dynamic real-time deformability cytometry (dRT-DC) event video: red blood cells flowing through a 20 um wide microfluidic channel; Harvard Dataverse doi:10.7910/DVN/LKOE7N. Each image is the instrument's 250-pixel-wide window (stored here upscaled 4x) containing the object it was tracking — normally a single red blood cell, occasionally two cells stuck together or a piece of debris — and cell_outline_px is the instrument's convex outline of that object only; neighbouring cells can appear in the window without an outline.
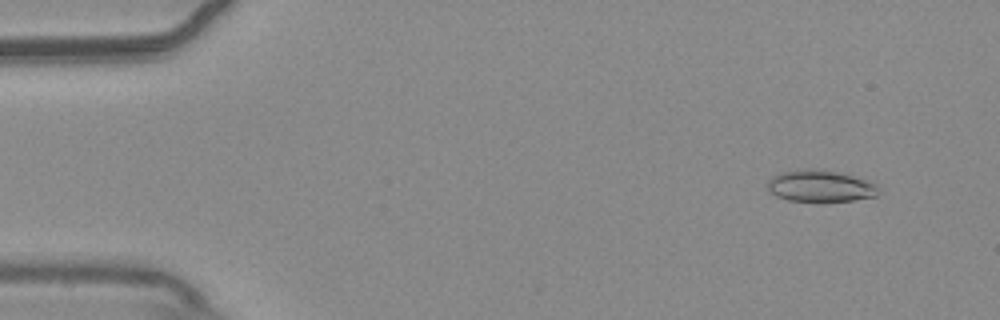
{"species": "common noctule bat (a hibernating species)", "species_latin": "Nyctalus noctula", "temperature_condition": "warm", "stored_images_in_passage": 11, "camera_frame_rate_fps": 3000, "um_per_image_px": 0.085, "animal": {"sex": "male", "body_mass_g": 20.4}, "frame": {"image": 1, "passage_image": 5, "time_ms": 1.333, "image_size_px": [1000, 320], "cell_outline_px": [[880, 192], [876, 196], [852, 200], [788, 200], [776, 196], [768, 188], [768, 180], [772, 176], [780, 172], [804, 168], [820, 168], [852, 176], [876, 184], [880, 188]], "centroid_in_image_um": [69.71, 15.78], "position_along_channel_um": 15.3, "area_um2": 20.23}}